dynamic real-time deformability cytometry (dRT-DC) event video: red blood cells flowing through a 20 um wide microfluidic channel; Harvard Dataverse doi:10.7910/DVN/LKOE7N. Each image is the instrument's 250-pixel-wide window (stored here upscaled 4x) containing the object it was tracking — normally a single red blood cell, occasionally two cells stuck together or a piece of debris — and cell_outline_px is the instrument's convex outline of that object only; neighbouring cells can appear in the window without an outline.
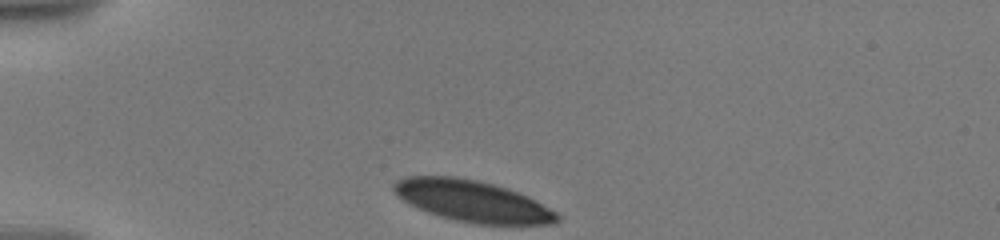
{"species": "human", "species_latin": "Homo sapiens", "temperature_condition": "warm", "stored_images_in_passage": 38, "camera_frame_rate_fps": 3000, "um_per_image_px": 0.085, "donor": {"sex": "male"}, "frame": {"image": 1, "passage_image": 1, "time_ms": 0.0, "image_size_px": [1000, 240], "cell_outline_px": [[560, 220], [552, 224], [476, 224], [456, 220], [428, 212], [404, 200], [392, 188], [392, 184], [396, 180], [404, 176], [452, 176], [476, 180], [508, 188], [528, 196], [556, 212], [560, 216]], "centroid_in_image_um": [40.18, 17.08], "position_along_channel_um": 44.8, "area_um2": 38.96}}
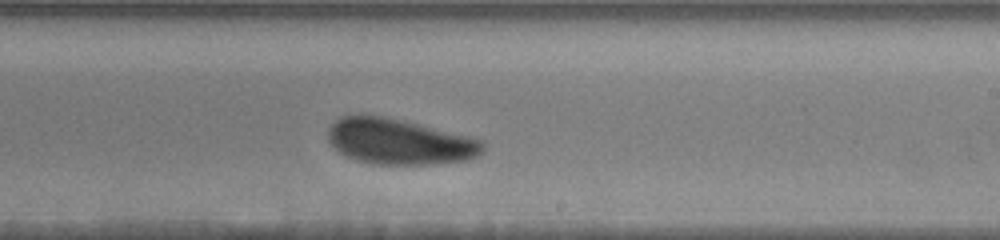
{"frame": {"image": 2, "passage_image": 22, "time_ms": 7.0, "image_size_px": [1000, 240], "cell_outline_px": [[484, 148], [476, 156], [464, 160], [432, 164], [372, 164], [356, 160], [344, 156], [328, 140], [328, 128], [340, 116], [360, 112], [384, 116], [404, 120], [484, 140]], "centroid_in_image_um": [33.88, 12.0], "position_along_channel_um": 255.1, "area_um2": 41.56}}
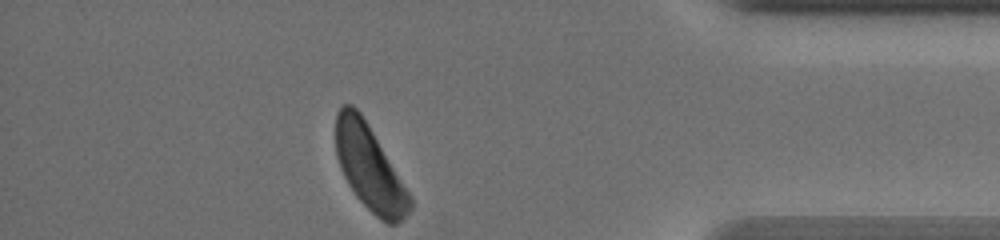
{"frame": {"image": 3, "passage_image": 38, "time_ms": 12.0, "image_size_px": [1000, 240], "cell_outline_px": [[412, 208], [404, 220], [396, 224], [388, 224], [380, 220], [356, 196], [348, 184], [340, 168], [336, 156], [336, 112], [344, 104], [352, 104], [360, 112], [368, 124], [408, 192], [412, 200]], "centroid_in_image_um": [31.4, 14.28], "position_along_channel_um": 403.8, "area_um2": 36.24}, "authors_computed_cell_mechanics": {"area_um2": 41.4715, "velocity_mm_per_s": 3.5315, "shape_relaxation_time_tau1_ms": 3.2894, "shape_relaxation_time_tau2_ms": 6.8563, "deformation_change_tau1": 0.1036, "deformation_change_tau2": 0.1107}}